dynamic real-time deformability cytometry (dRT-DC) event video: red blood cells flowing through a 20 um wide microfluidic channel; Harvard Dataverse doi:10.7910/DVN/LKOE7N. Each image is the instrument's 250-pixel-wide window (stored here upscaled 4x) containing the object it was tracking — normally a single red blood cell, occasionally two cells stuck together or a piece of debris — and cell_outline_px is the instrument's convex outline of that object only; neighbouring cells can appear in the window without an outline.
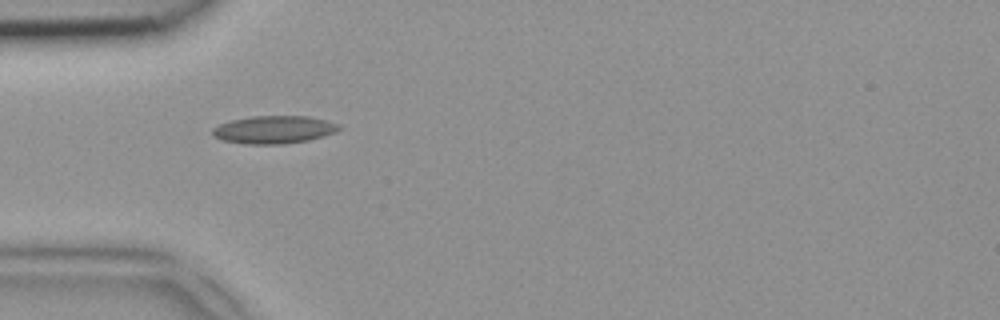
{"species": "common noctule bat (a hibernating species)", "species_latin": "Nyctalus noctula", "temperature_condition": "room temperature", "stored_images_in_passage": 34, "camera_frame_rate_fps": 3000, "um_per_image_px": 0.085, "animal": {"sex": "female", "body_mass_g": 18.4}, "frame": {"image": 1, "passage_image": 1, "time_ms": 0.0, "image_size_px": [1000, 320], "cell_outline_px": [[344, 128], [336, 132], [324, 136], [308, 140], [284, 144], [244, 144], [224, 140], [212, 136], [212, 128], [220, 124], [232, 120], [252, 116], [308, 116], [340, 124]], "centroid_in_image_um": [23.31, 11.02], "position_along_channel_um": 61.7, "area_um2": 20.58}}
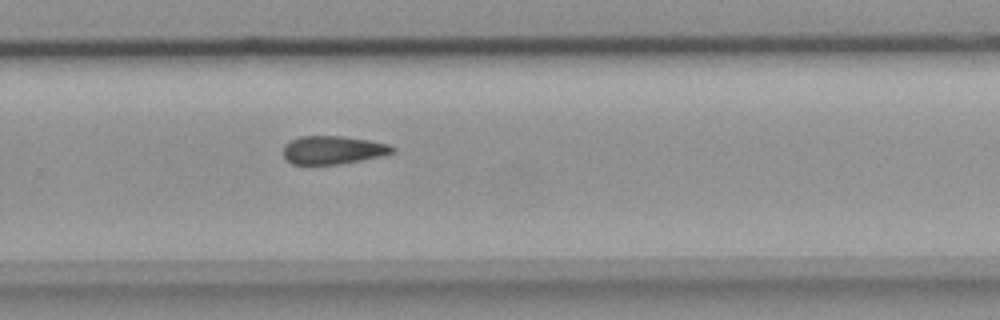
{"frame": {"image": 2, "passage_image": 18, "time_ms": 5.667, "image_size_px": [1000, 320], "cell_outline_px": [[396, 152], [380, 156], [340, 164], [292, 164], [284, 160], [284, 144], [300, 136], [340, 136], [368, 140], [388, 144], [396, 148]], "centroid_in_image_um": [28.29, 12.75], "position_along_channel_um": 301.5, "area_um2": 17.92}}
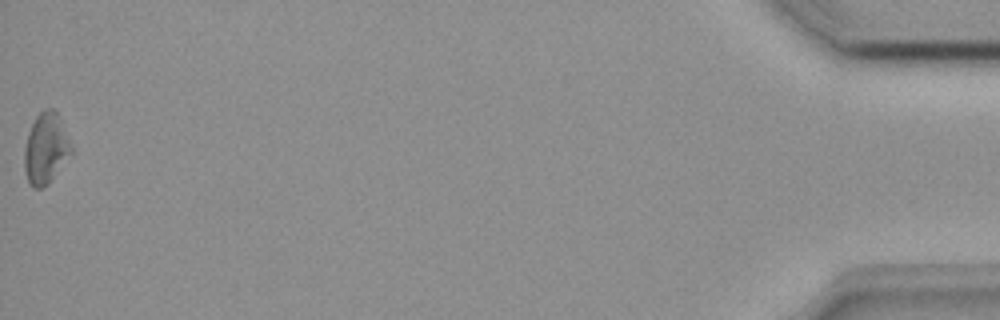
{"frame": {"image": 3, "passage_image": 34, "time_ms": 11.0, "image_size_px": [1000, 320], "cell_outline_px": [[72, 152], [48, 184], [44, 188], [36, 188], [28, 180], [24, 168], [24, 148], [28, 132], [36, 116], [44, 108], [52, 108], [60, 116], [72, 148]], "centroid_in_image_um": [3.89, 12.59], "position_along_channel_um": 431.3, "area_um2": 19.19}}